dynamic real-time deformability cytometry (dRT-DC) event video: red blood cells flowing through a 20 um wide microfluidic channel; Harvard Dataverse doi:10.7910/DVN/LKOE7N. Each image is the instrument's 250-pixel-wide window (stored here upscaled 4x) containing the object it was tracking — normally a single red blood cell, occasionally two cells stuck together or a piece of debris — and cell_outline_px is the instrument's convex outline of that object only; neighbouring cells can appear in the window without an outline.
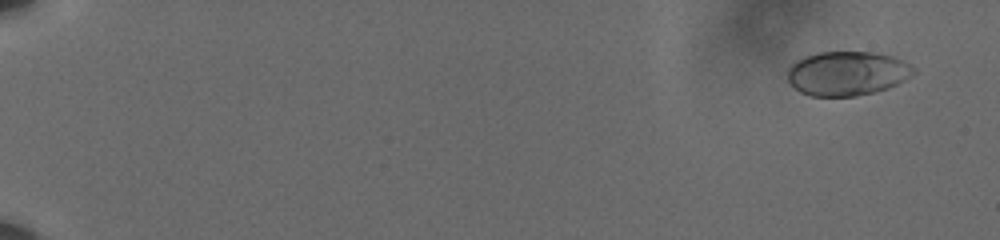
{"species": "human", "species_latin": "Homo sapiens", "temperature_condition": "cold", "stored_images_in_passage": 52, "camera_frame_rate_fps": 3000, "um_per_image_px": 0.085, "donor": {"sex": "male"}, "frame": {"image": 1, "passage_image": 3, "time_ms": 0.667, "image_size_px": [1000, 240], "cell_outline_px": [[916, 72], [912, 76], [888, 88], [876, 92], [856, 96], [812, 96], [800, 92], [788, 80], [788, 68], [796, 60], [804, 56], [820, 52], [872, 52], [892, 56], [916, 68]], "centroid_in_image_um": [72.01, 6.24], "position_along_channel_um": 13.0, "area_um2": 32.48}}
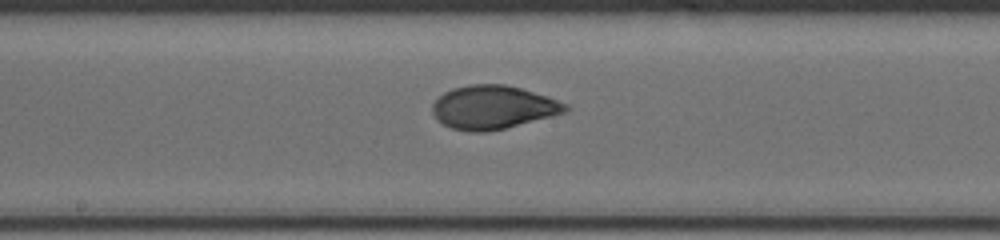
{"frame": {"image": 2, "passage_image": 31, "time_ms": 10.0, "image_size_px": [1000, 240], "cell_outline_px": [[568, 108], [564, 112], [552, 116], [504, 128], [484, 132], [468, 132], [452, 128], [436, 120], [432, 112], [432, 104], [444, 92], [452, 88], [468, 84], [504, 84], [520, 88], [548, 96], [568, 104]], "centroid_in_image_um": [41.88, 9.11], "position_along_channel_um": 206.3, "area_um2": 33.64}}
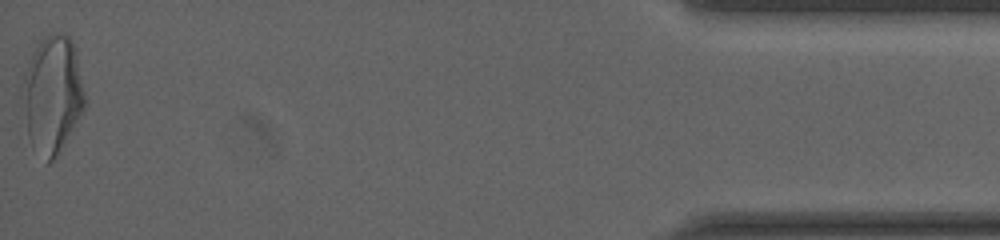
{"frame": {"image": 3, "passage_image": 52, "time_ms": 17.0, "image_size_px": [1000, 240], "cell_outline_px": [[88, 100], [84, 108], [52, 160], [48, 164], [32, 148], [28, 136], [20, 96], [24, 76], [32, 52], [40, 40], [44, 36], [56, 32], [60, 32], [68, 36], [72, 40], [76, 52]], "centroid_in_image_um": [4.44, 7.98], "position_along_channel_um": 430.8, "area_um2": 42.71}, "authors_computed_cell_mechanics": {"area_um2": 33.0038, "velocity_mm_per_s": 3.6263, "shape_relaxation_time_tau1_ms": 4.3516, "shape_relaxation_time_tau2_ms": 0.9564, "deformation_change_tau1": 0.1863, "deformation_change_tau2": 0.0482}}